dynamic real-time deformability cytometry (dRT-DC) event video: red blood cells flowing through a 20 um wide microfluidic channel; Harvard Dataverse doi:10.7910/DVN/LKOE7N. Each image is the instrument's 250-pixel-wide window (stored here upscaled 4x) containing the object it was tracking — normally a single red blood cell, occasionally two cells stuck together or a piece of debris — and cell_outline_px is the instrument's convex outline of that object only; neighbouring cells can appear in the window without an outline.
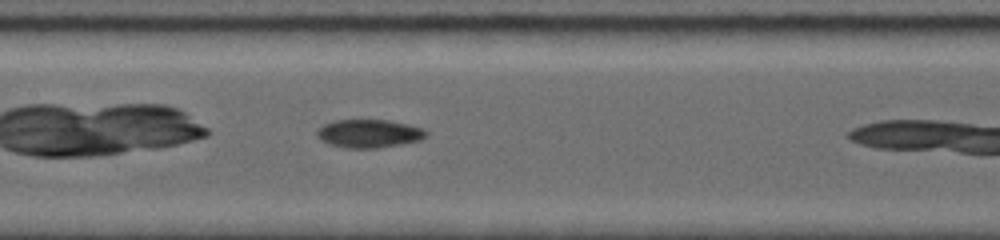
{"species": "common noctule bat (a hibernating species)", "species_latin": "Nyctalus noctula", "temperature_condition": "room temperature", "stored_images_in_passage": 11, "camera_frame_rate_fps": 5000, "um_per_image_px": 0.085, "animal": {"sex": "female", "body_mass_g": 19.0, "forearm_length_mm": 56.7}, "frame": {"image": 1, "passage_image": 11, "time_ms": 3.4, "image_size_px": [1000, 240], "cell_outline_px": [[428, 136], [420, 140], [380, 148], [344, 148], [328, 144], [320, 140], [316, 136], [316, 132], [324, 124], [332, 120], [388, 120], [408, 124], [424, 128], [428, 132]], "centroid_in_image_um": [31.37, 11.35], "position_along_channel_um": 176.0, "area_um2": 18.21}}